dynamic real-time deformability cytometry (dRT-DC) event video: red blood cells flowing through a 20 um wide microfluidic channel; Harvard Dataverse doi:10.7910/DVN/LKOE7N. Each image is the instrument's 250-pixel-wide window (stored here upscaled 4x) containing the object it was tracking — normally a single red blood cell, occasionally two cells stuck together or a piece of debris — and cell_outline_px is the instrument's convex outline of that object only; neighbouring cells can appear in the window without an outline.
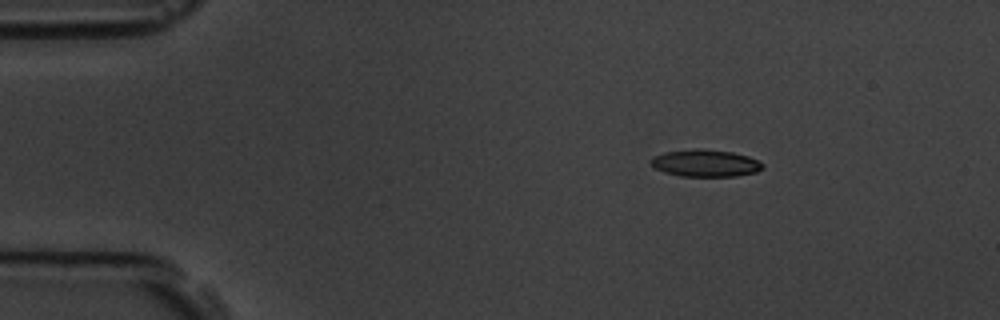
{"species": "common noctule bat (a hibernating species)", "species_latin": "Nyctalus noctula", "temperature_condition": "room temperature", "stored_images_in_passage": 5, "camera_frame_rate_fps": 3000, "um_per_image_px": 0.085, "animal": {"sex": "male", "body_mass_g": 19.5, "forearm_length_mm": 54.6}, "frame": {"image": 1, "passage_image": 1, "time_ms": 0.0, "image_size_px": [1000, 320], "cell_outline_px": [[764, 168], [756, 172], [736, 176], [680, 176], [664, 172], [656, 168], [648, 160], [652, 156], [664, 152], [696, 148], [704, 148], [732, 152], [748, 156], [764, 164]], "centroid_in_image_um": [59.94, 13.86], "position_along_channel_um": 25.1, "area_um2": 17.8}}
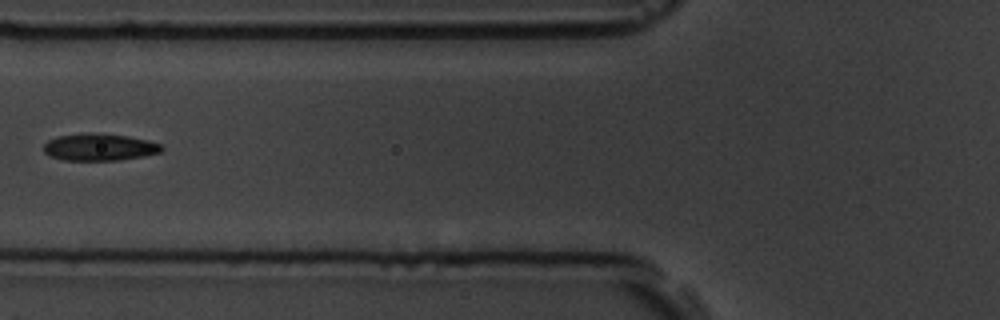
{"frame": {"image": 2, "passage_image": 4, "time_ms": 4.333, "image_size_px": [1000, 320], "cell_outline_px": [[164, 148], [160, 152], [144, 156], [120, 160], [64, 160], [48, 156], [44, 152], [44, 144], [48, 140], [60, 136], [92, 132], [128, 136], [148, 140], [160, 144]], "centroid_in_image_um": [8.45, 12.51], "position_along_channel_um": 117.3, "area_um2": 18.61}}
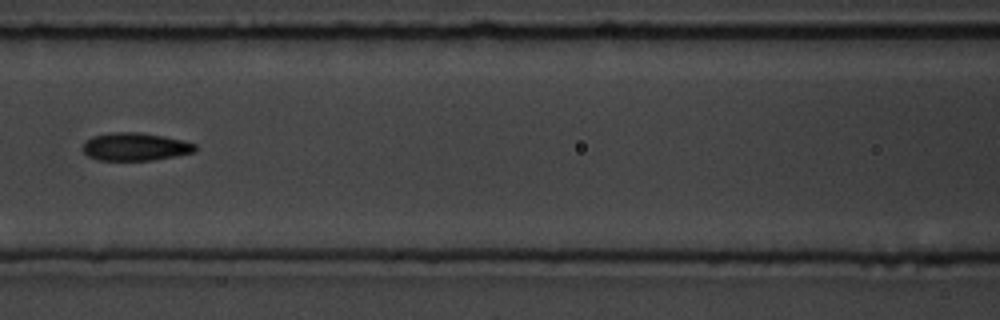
{"frame": {"image": 3, "passage_image": 5, "time_ms": 5.333, "image_size_px": [1000, 320], "cell_outline_px": [[196, 152], [176, 156], [152, 160], [100, 160], [88, 156], [84, 152], [84, 140], [92, 136], [112, 132], [140, 132], [184, 140], [196, 144]], "centroid_in_image_um": [11.51, 12.46], "position_along_channel_um": 155.1, "area_um2": 18.32}}